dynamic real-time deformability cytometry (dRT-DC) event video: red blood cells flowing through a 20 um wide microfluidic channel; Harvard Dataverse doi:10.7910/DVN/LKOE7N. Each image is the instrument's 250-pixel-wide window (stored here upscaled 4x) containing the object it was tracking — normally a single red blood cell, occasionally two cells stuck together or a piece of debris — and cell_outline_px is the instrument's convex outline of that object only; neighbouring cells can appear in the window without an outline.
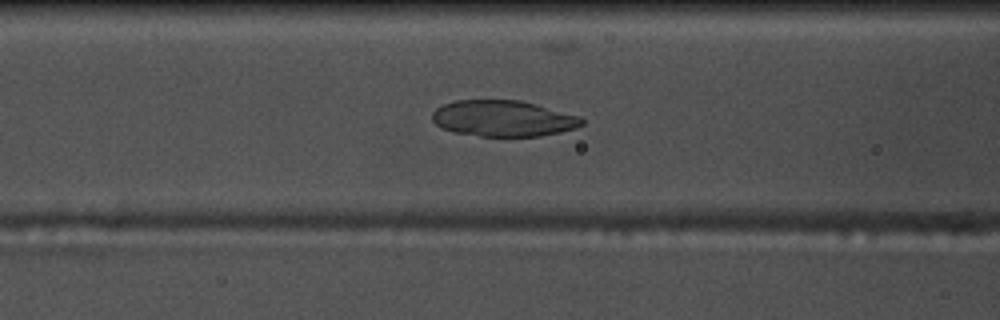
{"species": "common noctule bat (a hibernating species)", "species_latin": "Nyctalus noctula", "temperature_condition": "warm", "stored_images_in_passage": 49, "camera_frame_rate_fps": 3000, "um_per_image_px": 0.085, "animal": {"sex": "male", "body_mass_g": 17.5, "forearm_length_mm": 52.3}, "frame": {"image": 1, "passage_image": 16, "time_ms": 5.0, "image_size_px": [1000, 320], "cell_outline_px": [[584, 124], [576, 128], [560, 132], [540, 136], [480, 136], [452, 132], [440, 128], [432, 120], [432, 112], [440, 104], [456, 100], [520, 100], [536, 104], [580, 116], [584, 120]], "centroid_in_image_um": [42.74, 10.06], "position_along_channel_um": 123.9, "area_um2": 31.73}}
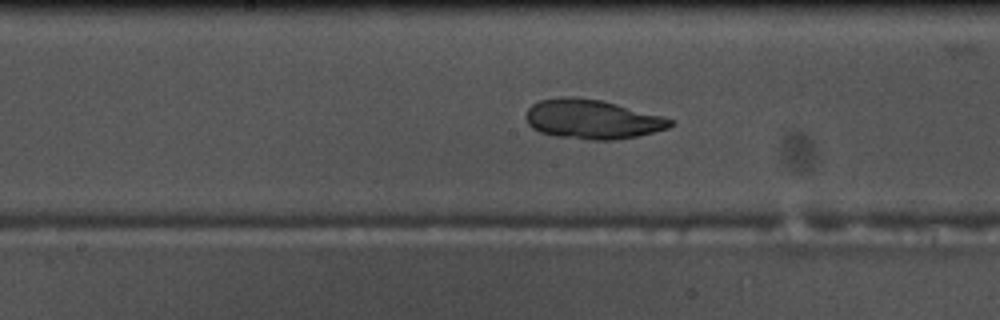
{"frame": {"image": 2, "passage_image": 22, "time_ms": 7.0, "image_size_px": [1000, 320], "cell_outline_px": [[676, 124], [668, 128], [636, 136], [616, 140], [588, 140], [556, 136], [540, 132], [532, 128], [528, 124], [528, 108], [532, 104], [540, 100], [560, 96], [576, 96], [604, 100], [664, 116], [676, 120]], "centroid_in_image_um": [50.39, 10.12], "position_along_channel_um": 197.8, "area_um2": 33.52}}
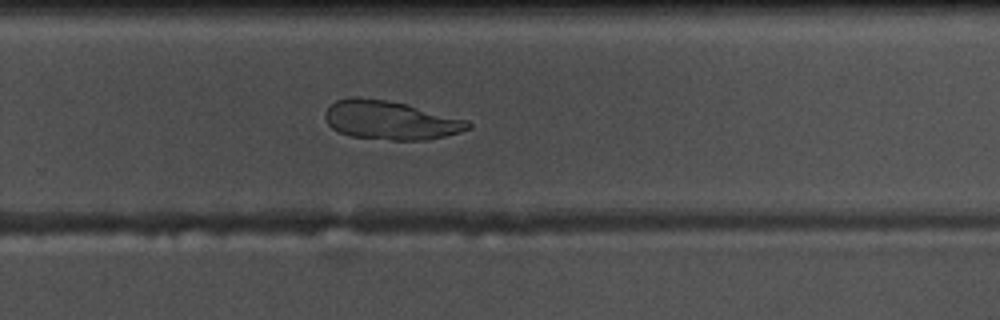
{"frame": {"image": 3, "passage_image": 30, "time_ms": 9.667, "image_size_px": [1000, 320], "cell_outline_px": [[472, 128], [460, 132], [428, 140], [392, 140], [348, 136], [332, 128], [328, 124], [324, 116], [324, 112], [336, 100], [352, 96], [360, 96], [388, 100], [468, 120], [472, 124]], "centroid_in_image_um": [33.16, 10.22], "position_along_channel_um": 296.6, "area_um2": 32.37}}